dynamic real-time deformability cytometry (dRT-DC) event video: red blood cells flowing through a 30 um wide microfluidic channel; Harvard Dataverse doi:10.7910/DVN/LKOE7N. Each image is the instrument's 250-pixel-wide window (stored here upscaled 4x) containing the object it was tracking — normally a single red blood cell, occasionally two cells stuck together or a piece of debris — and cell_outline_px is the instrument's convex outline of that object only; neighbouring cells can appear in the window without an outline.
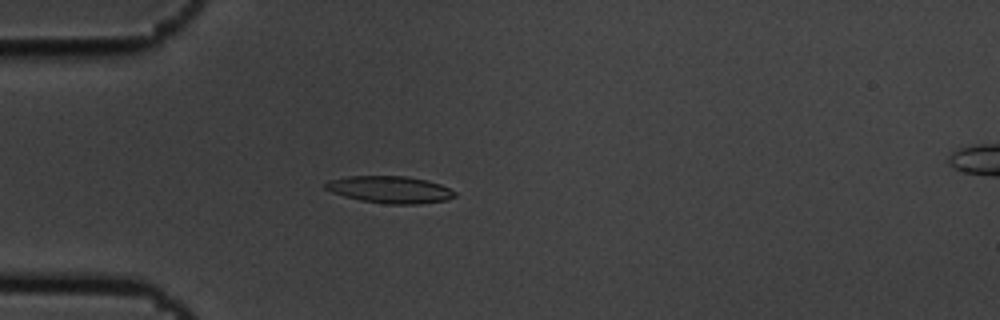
{"species": "common noctule bat (a hibernating species)", "species_latin": "Nyctalus noctula", "temperature_condition": "cold", "stored_images_in_passage": 5, "camera_frame_rate_fps": 3000, "um_per_image_px": 0.085, "animal": {"sex": "male", "body_mass_g": 19.5, "forearm_length_mm": 54.6}, "frame": {"image": 1, "passage_image": 4, "time_ms": 1.0, "image_size_px": [1000, 320], "cell_outline_px": [[456, 196], [448, 200], [420, 204], [388, 204], [360, 200], [344, 196], [332, 192], [324, 188], [324, 184], [328, 180], [348, 176], [408, 176], [428, 180], [440, 184], [456, 192]], "centroid_in_image_um": [33.16, 16.11], "position_along_channel_um": 51.8, "area_um2": 20.52}}